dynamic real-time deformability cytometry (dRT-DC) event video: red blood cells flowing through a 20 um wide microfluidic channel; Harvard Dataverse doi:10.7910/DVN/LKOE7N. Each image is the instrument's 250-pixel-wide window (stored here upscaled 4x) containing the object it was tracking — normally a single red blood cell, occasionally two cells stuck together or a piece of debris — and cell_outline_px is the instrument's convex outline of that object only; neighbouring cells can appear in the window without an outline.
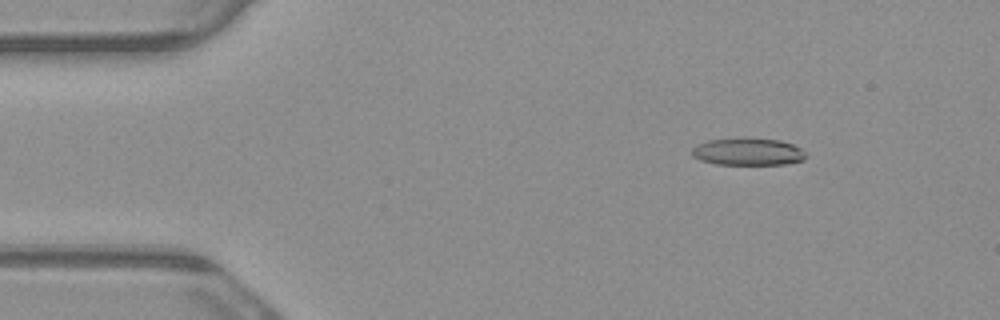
{"species": "common noctule bat (a hibernating species)", "species_latin": "Nyctalus noctula", "temperature_condition": "warm", "stored_images_in_passage": 4, "camera_frame_rate_fps": 3000, "um_per_image_px": 0.085, "animal": {"sex": "male", "body_mass_g": 23.1, "forearm_length_mm": 52.7}, "frame": {"image": 1, "passage_image": 2, "time_ms": 0.333, "image_size_px": [1000, 320], "cell_outline_px": [[808, 156], [804, 160], [784, 164], [716, 164], [700, 160], [692, 156], [692, 148], [696, 144], [708, 140], [780, 140], [792, 144], [808, 152]], "centroid_in_image_um": [63.61, 12.93], "position_along_channel_um": 21.4, "area_um2": 17.63}}
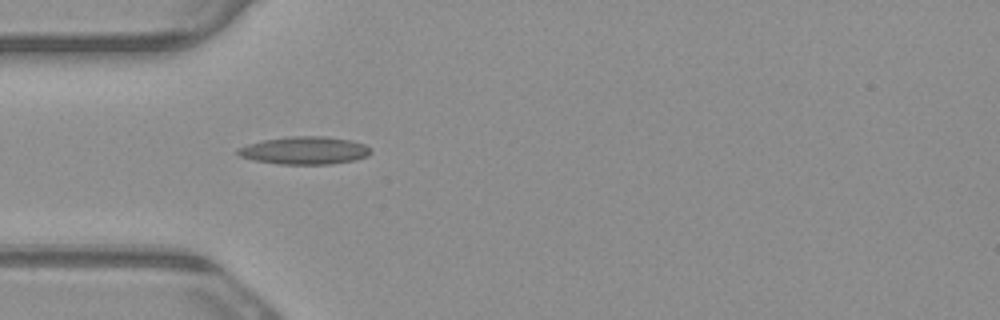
{"frame": {"image": 2, "passage_image": 4, "time_ms": 1.0, "image_size_px": [1000, 320], "cell_outline_px": [[372, 152], [368, 156], [356, 160], [332, 164], [280, 164], [256, 160], [240, 156], [236, 152], [236, 148], [248, 144], [264, 140], [288, 136], [324, 136], [352, 140], [364, 144], [372, 148]], "centroid_in_image_um": [25.94, 12.78], "position_along_channel_um": 59.1, "area_um2": 21.62}}